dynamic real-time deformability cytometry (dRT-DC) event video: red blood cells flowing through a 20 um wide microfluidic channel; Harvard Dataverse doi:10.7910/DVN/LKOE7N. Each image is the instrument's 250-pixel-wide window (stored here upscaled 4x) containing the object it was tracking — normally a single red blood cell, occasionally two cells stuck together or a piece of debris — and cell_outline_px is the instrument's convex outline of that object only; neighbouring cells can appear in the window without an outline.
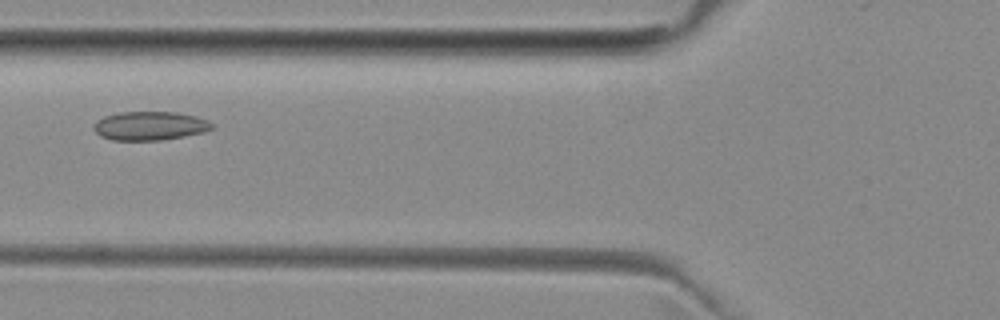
{"species": "common noctule bat (a hibernating species)", "species_latin": "Nyctalus noctula", "temperature_condition": "room temperature", "stored_images_in_passage": 5, "camera_frame_rate_fps": 3000, "um_per_image_px": 0.085, "animal": {"sex": "female", "body_mass_g": 29.2, "forearm_length_mm": 56.3}, "frame": {"image": 1, "passage_image": 4, "time_ms": 4.667, "image_size_px": [1000, 320], "cell_outline_px": [[216, 128], [204, 132], [184, 136], [160, 140], [112, 140], [100, 136], [92, 128], [96, 120], [104, 116], [120, 112], [176, 112], [196, 116], [208, 120]], "centroid_in_image_um": [12.74, 10.69], "position_along_channel_um": 113.1, "area_um2": 19.94}}
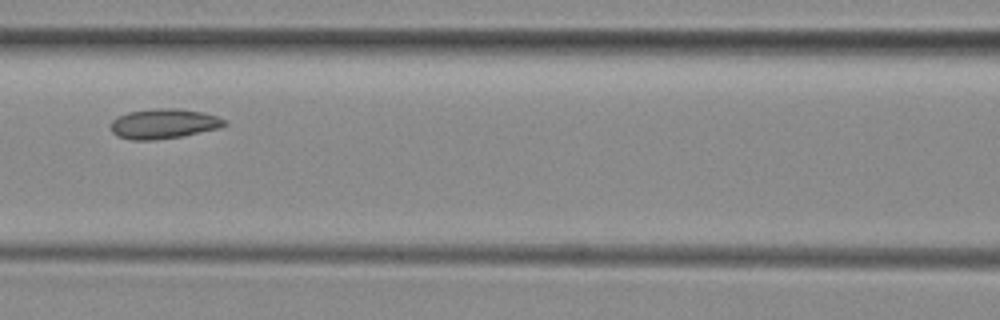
{"frame": {"image": 2, "passage_image": 5, "time_ms": 5.667, "image_size_px": [1000, 320], "cell_outline_px": [[228, 124], [220, 128], [180, 136], [152, 140], [132, 140], [116, 136], [112, 132], [112, 120], [116, 116], [128, 112], [156, 108], [180, 108], [204, 112], [216, 116], [224, 120]], "centroid_in_image_um": [13.9, 10.5], "position_along_channel_um": 152.7, "area_um2": 19.83}}